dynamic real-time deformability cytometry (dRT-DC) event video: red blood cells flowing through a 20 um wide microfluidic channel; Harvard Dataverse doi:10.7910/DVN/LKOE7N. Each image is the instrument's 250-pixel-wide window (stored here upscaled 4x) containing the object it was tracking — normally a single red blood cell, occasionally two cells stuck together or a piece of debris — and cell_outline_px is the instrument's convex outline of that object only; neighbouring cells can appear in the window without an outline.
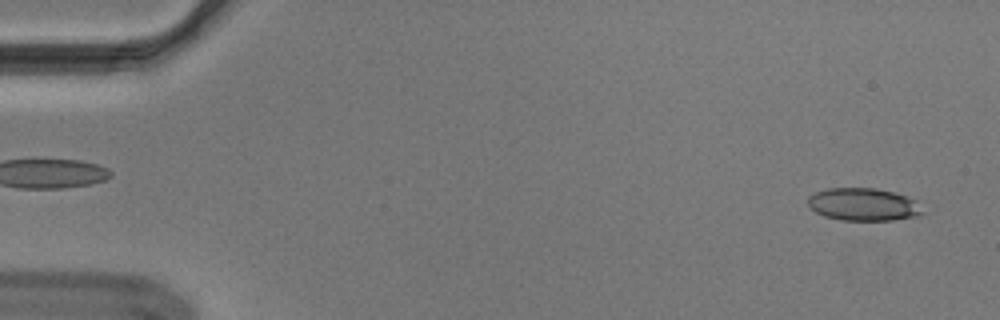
{"species": "Egyptian fruit bat (a non-hibernating species)", "species_latin": "Rousettus aegyptiacus", "temperature_condition": "cold", "stored_images_in_passage": 53, "camera_frame_rate_fps": 3000, "um_per_image_px": 0.085, "animal": {"sex": "male"}, "frame": {"image": 1, "passage_image": 2, "time_ms": 0.333, "image_size_px": [1000, 320], "cell_outline_px": [[924, 212], [920, 216], [892, 220], [840, 220], [824, 216], [816, 212], [808, 204], [808, 196], [816, 192], [828, 188], [876, 188], [908, 196], [916, 200]], "centroid_in_image_um": [73.41, 17.38], "position_along_channel_um": 11.6, "area_um2": 21.91}}
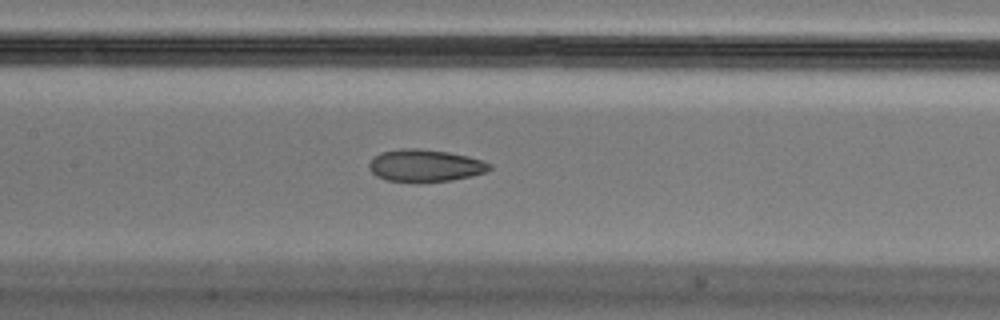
{"frame": {"image": 2, "passage_image": 25, "time_ms": 8.0, "image_size_px": [1000, 320], "cell_outline_px": [[492, 168], [484, 172], [472, 176], [452, 180], [384, 180], [376, 176], [368, 168], [368, 164], [380, 152], [404, 148], [420, 148], [448, 152], [468, 156], [492, 164]], "centroid_in_image_um": [36.14, 14.04], "position_along_channel_um": 171.3, "area_um2": 22.14}}
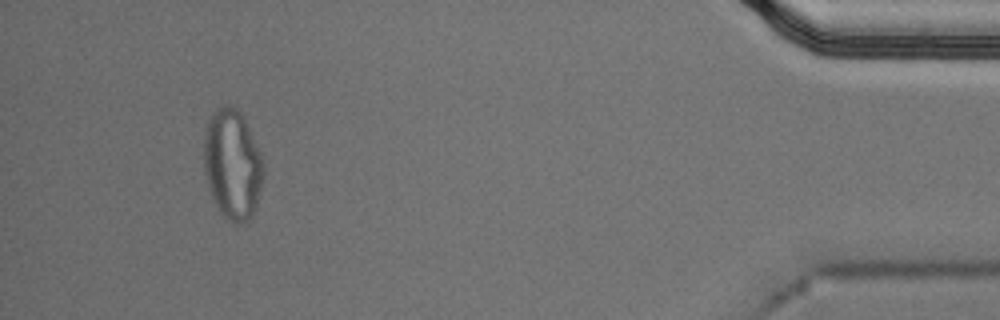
{"frame": {"image": 3, "passage_image": 50, "time_ms": 16.333, "image_size_px": [1000, 320], "cell_outline_px": [[264, 172], [256, 208], [252, 216], [248, 220], [240, 224], [236, 224], [228, 220], [220, 212], [212, 196], [204, 172], [204, 136], [208, 120], [216, 108], [224, 104], [232, 104], [244, 116], [264, 160]], "centroid_in_image_um": [19.77, 13.95], "position_along_channel_um": 415.4, "area_um2": 38.55}, "authors_computed_cell_mechanics": {"area_um2": 23.12, "velocity_mm_per_s": 3.6847, "shape_relaxation_time_tau1_ms": null, "shape_relaxation_time_tau2_ms": 2.4178, "deformation_change_tau1": null, "deformation_change_tau2": 0.0858}}